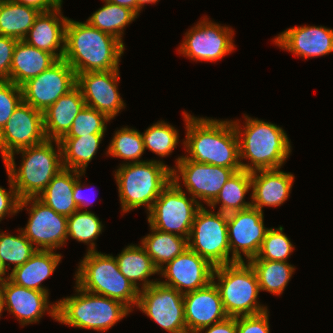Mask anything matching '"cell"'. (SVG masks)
Returning a JSON list of instances; mask_svg holds the SVG:
<instances>
[{
    "mask_svg": "<svg viewBox=\"0 0 333 333\" xmlns=\"http://www.w3.org/2000/svg\"><path fill=\"white\" fill-rule=\"evenodd\" d=\"M184 294L159 281L139 291L136 309L169 333H187Z\"/></svg>",
    "mask_w": 333,
    "mask_h": 333,
    "instance_id": "obj_14",
    "label": "cell"
},
{
    "mask_svg": "<svg viewBox=\"0 0 333 333\" xmlns=\"http://www.w3.org/2000/svg\"><path fill=\"white\" fill-rule=\"evenodd\" d=\"M86 106L76 85L43 112L46 139L60 140L71 129L75 117Z\"/></svg>",
    "mask_w": 333,
    "mask_h": 333,
    "instance_id": "obj_25",
    "label": "cell"
},
{
    "mask_svg": "<svg viewBox=\"0 0 333 333\" xmlns=\"http://www.w3.org/2000/svg\"><path fill=\"white\" fill-rule=\"evenodd\" d=\"M104 225L92 211L77 210L68 216L67 239L70 237L88 245L87 252L96 250L95 240L102 234Z\"/></svg>",
    "mask_w": 333,
    "mask_h": 333,
    "instance_id": "obj_36",
    "label": "cell"
},
{
    "mask_svg": "<svg viewBox=\"0 0 333 333\" xmlns=\"http://www.w3.org/2000/svg\"><path fill=\"white\" fill-rule=\"evenodd\" d=\"M294 179L292 173L280 168L251 172L252 206L261 212L264 206H281L290 196Z\"/></svg>",
    "mask_w": 333,
    "mask_h": 333,
    "instance_id": "obj_23",
    "label": "cell"
},
{
    "mask_svg": "<svg viewBox=\"0 0 333 333\" xmlns=\"http://www.w3.org/2000/svg\"><path fill=\"white\" fill-rule=\"evenodd\" d=\"M186 136L183 140L184 158L198 163L242 170L239 141L232 120L195 117L182 112Z\"/></svg>",
    "mask_w": 333,
    "mask_h": 333,
    "instance_id": "obj_1",
    "label": "cell"
},
{
    "mask_svg": "<svg viewBox=\"0 0 333 333\" xmlns=\"http://www.w3.org/2000/svg\"><path fill=\"white\" fill-rule=\"evenodd\" d=\"M78 178L79 171L63 168L37 198L56 213L71 216L79 210L73 198V188Z\"/></svg>",
    "mask_w": 333,
    "mask_h": 333,
    "instance_id": "obj_29",
    "label": "cell"
},
{
    "mask_svg": "<svg viewBox=\"0 0 333 333\" xmlns=\"http://www.w3.org/2000/svg\"><path fill=\"white\" fill-rule=\"evenodd\" d=\"M46 140L43 112L22 101L0 131V153L4 160L17 150Z\"/></svg>",
    "mask_w": 333,
    "mask_h": 333,
    "instance_id": "obj_17",
    "label": "cell"
},
{
    "mask_svg": "<svg viewBox=\"0 0 333 333\" xmlns=\"http://www.w3.org/2000/svg\"><path fill=\"white\" fill-rule=\"evenodd\" d=\"M75 294L56 301V321L70 327L105 332L132 311L122 302L75 286Z\"/></svg>",
    "mask_w": 333,
    "mask_h": 333,
    "instance_id": "obj_6",
    "label": "cell"
},
{
    "mask_svg": "<svg viewBox=\"0 0 333 333\" xmlns=\"http://www.w3.org/2000/svg\"><path fill=\"white\" fill-rule=\"evenodd\" d=\"M77 85L73 68L62 58L22 86L23 101L44 112Z\"/></svg>",
    "mask_w": 333,
    "mask_h": 333,
    "instance_id": "obj_15",
    "label": "cell"
},
{
    "mask_svg": "<svg viewBox=\"0 0 333 333\" xmlns=\"http://www.w3.org/2000/svg\"><path fill=\"white\" fill-rule=\"evenodd\" d=\"M119 70L85 72L77 75V86L86 106L115 118L126 106L118 91Z\"/></svg>",
    "mask_w": 333,
    "mask_h": 333,
    "instance_id": "obj_18",
    "label": "cell"
},
{
    "mask_svg": "<svg viewBox=\"0 0 333 333\" xmlns=\"http://www.w3.org/2000/svg\"><path fill=\"white\" fill-rule=\"evenodd\" d=\"M268 229L264 225L263 212L253 206L227 214L228 240L232 263L245 262V259L249 262L255 258Z\"/></svg>",
    "mask_w": 333,
    "mask_h": 333,
    "instance_id": "obj_16",
    "label": "cell"
},
{
    "mask_svg": "<svg viewBox=\"0 0 333 333\" xmlns=\"http://www.w3.org/2000/svg\"><path fill=\"white\" fill-rule=\"evenodd\" d=\"M6 274H7V269L5 268L2 260L0 259V284L9 278V273L7 276H5Z\"/></svg>",
    "mask_w": 333,
    "mask_h": 333,
    "instance_id": "obj_51",
    "label": "cell"
},
{
    "mask_svg": "<svg viewBox=\"0 0 333 333\" xmlns=\"http://www.w3.org/2000/svg\"><path fill=\"white\" fill-rule=\"evenodd\" d=\"M125 45L116 37L91 26L87 21L68 19L63 59L76 76L85 72L119 70Z\"/></svg>",
    "mask_w": 333,
    "mask_h": 333,
    "instance_id": "obj_2",
    "label": "cell"
},
{
    "mask_svg": "<svg viewBox=\"0 0 333 333\" xmlns=\"http://www.w3.org/2000/svg\"><path fill=\"white\" fill-rule=\"evenodd\" d=\"M17 39L0 35V80L10 81V69Z\"/></svg>",
    "mask_w": 333,
    "mask_h": 333,
    "instance_id": "obj_45",
    "label": "cell"
},
{
    "mask_svg": "<svg viewBox=\"0 0 333 333\" xmlns=\"http://www.w3.org/2000/svg\"><path fill=\"white\" fill-rule=\"evenodd\" d=\"M105 114L85 106L75 117L71 129L62 138H77L89 134H105L110 121Z\"/></svg>",
    "mask_w": 333,
    "mask_h": 333,
    "instance_id": "obj_41",
    "label": "cell"
},
{
    "mask_svg": "<svg viewBox=\"0 0 333 333\" xmlns=\"http://www.w3.org/2000/svg\"><path fill=\"white\" fill-rule=\"evenodd\" d=\"M22 101V89L19 85L9 80H0V131Z\"/></svg>",
    "mask_w": 333,
    "mask_h": 333,
    "instance_id": "obj_42",
    "label": "cell"
},
{
    "mask_svg": "<svg viewBox=\"0 0 333 333\" xmlns=\"http://www.w3.org/2000/svg\"><path fill=\"white\" fill-rule=\"evenodd\" d=\"M173 181L160 193L149 212V226L189 238L195 215L201 205ZM189 196V198L187 197Z\"/></svg>",
    "mask_w": 333,
    "mask_h": 333,
    "instance_id": "obj_9",
    "label": "cell"
},
{
    "mask_svg": "<svg viewBox=\"0 0 333 333\" xmlns=\"http://www.w3.org/2000/svg\"><path fill=\"white\" fill-rule=\"evenodd\" d=\"M245 123L232 120L239 141V157L243 170L279 169L290 157L291 142L282 127L244 114ZM250 163H244L242 160Z\"/></svg>",
    "mask_w": 333,
    "mask_h": 333,
    "instance_id": "obj_3",
    "label": "cell"
},
{
    "mask_svg": "<svg viewBox=\"0 0 333 333\" xmlns=\"http://www.w3.org/2000/svg\"><path fill=\"white\" fill-rule=\"evenodd\" d=\"M212 281L218 288L229 317L256 315L268 310V307L260 304L258 300V277L249 262L216 266Z\"/></svg>",
    "mask_w": 333,
    "mask_h": 333,
    "instance_id": "obj_8",
    "label": "cell"
},
{
    "mask_svg": "<svg viewBox=\"0 0 333 333\" xmlns=\"http://www.w3.org/2000/svg\"><path fill=\"white\" fill-rule=\"evenodd\" d=\"M233 28L209 21L206 16L191 27L178 49L193 61L215 62L235 50Z\"/></svg>",
    "mask_w": 333,
    "mask_h": 333,
    "instance_id": "obj_11",
    "label": "cell"
},
{
    "mask_svg": "<svg viewBox=\"0 0 333 333\" xmlns=\"http://www.w3.org/2000/svg\"><path fill=\"white\" fill-rule=\"evenodd\" d=\"M3 310L5 311V309H4V303H3V297H2V294L0 292V317H1L2 313H3Z\"/></svg>",
    "mask_w": 333,
    "mask_h": 333,
    "instance_id": "obj_52",
    "label": "cell"
},
{
    "mask_svg": "<svg viewBox=\"0 0 333 333\" xmlns=\"http://www.w3.org/2000/svg\"><path fill=\"white\" fill-rule=\"evenodd\" d=\"M106 1H109L111 3L120 6L128 7L136 13V0H106Z\"/></svg>",
    "mask_w": 333,
    "mask_h": 333,
    "instance_id": "obj_49",
    "label": "cell"
},
{
    "mask_svg": "<svg viewBox=\"0 0 333 333\" xmlns=\"http://www.w3.org/2000/svg\"><path fill=\"white\" fill-rule=\"evenodd\" d=\"M122 213L141 206L149 212L172 181V167L161 160L124 163L114 171Z\"/></svg>",
    "mask_w": 333,
    "mask_h": 333,
    "instance_id": "obj_5",
    "label": "cell"
},
{
    "mask_svg": "<svg viewBox=\"0 0 333 333\" xmlns=\"http://www.w3.org/2000/svg\"><path fill=\"white\" fill-rule=\"evenodd\" d=\"M249 190H251V172L243 169L237 171L227 180L209 207L215 209L220 204L218 211L226 214L247 209L252 206V202L245 201Z\"/></svg>",
    "mask_w": 333,
    "mask_h": 333,
    "instance_id": "obj_33",
    "label": "cell"
},
{
    "mask_svg": "<svg viewBox=\"0 0 333 333\" xmlns=\"http://www.w3.org/2000/svg\"><path fill=\"white\" fill-rule=\"evenodd\" d=\"M188 248L214 267L231 264L227 214L201 206L192 224Z\"/></svg>",
    "mask_w": 333,
    "mask_h": 333,
    "instance_id": "obj_10",
    "label": "cell"
},
{
    "mask_svg": "<svg viewBox=\"0 0 333 333\" xmlns=\"http://www.w3.org/2000/svg\"><path fill=\"white\" fill-rule=\"evenodd\" d=\"M75 273V285L83 290L118 300L131 311L137 307L139 290L119 271L113 255L86 252Z\"/></svg>",
    "mask_w": 333,
    "mask_h": 333,
    "instance_id": "obj_7",
    "label": "cell"
},
{
    "mask_svg": "<svg viewBox=\"0 0 333 333\" xmlns=\"http://www.w3.org/2000/svg\"><path fill=\"white\" fill-rule=\"evenodd\" d=\"M62 257L56 251L37 250L23 265L11 270L9 279L19 286L49 294L42 283L54 273Z\"/></svg>",
    "mask_w": 333,
    "mask_h": 333,
    "instance_id": "obj_26",
    "label": "cell"
},
{
    "mask_svg": "<svg viewBox=\"0 0 333 333\" xmlns=\"http://www.w3.org/2000/svg\"><path fill=\"white\" fill-rule=\"evenodd\" d=\"M172 167V181L179 183L182 179L187 193L201 206H209L219 194L227 180L236 172L234 169L198 163L178 156ZM200 199V200H198Z\"/></svg>",
    "mask_w": 333,
    "mask_h": 333,
    "instance_id": "obj_13",
    "label": "cell"
},
{
    "mask_svg": "<svg viewBox=\"0 0 333 333\" xmlns=\"http://www.w3.org/2000/svg\"><path fill=\"white\" fill-rule=\"evenodd\" d=\"M62 3L46 12H40L23 39L27 44L52 53L62 59L65 50V27L68 18L62 14Z\"/></svg>",
    "mask_w": 333,
    "mask_h": 333,
    "instance_id": "obj_24",
    "label": "cell"
},
{
    "mask_svg": "<svg viewBox=\"0 0 333 333\" xmlns=\"http://www.w3.org/2000/svg\"><path fill=\"white\" fill-rule=\"evenodd\" d=\"M237 333L236 317H227L211 326L204 327L194 333Z\"/></svg>",
    "mask_w": 333,
    "mask_h": 333,
    "instance_id": "obj_46",
    "label": "cell"
},
{
    "mask_svg": "<svg viewBox=\"0 0 333 333\" xmlns=\"http://www.w3.org/2000/svg\"><path fill=\"white\" fill-rule=\"evenodd\" d=\"M58 59L47 51L18 40L10 69V81L20 87L52 66Z\"/></svg>",
    "mask_w": 333,
    "mask_h": 333,
    "instance_id": "obj_27",
    "label": "cell"
},
{
    "mask_svg": "<svg viewBox=\"0 0 333 333\" xmlns=\"http://www.w3.org/2000/svg\"><path fill=\"white\" fill-rule=\"evenodd\" d=\"M273 42L297 57H321L333 52V29L322 25L294 26L278 34Z\"/></svg>",
    "mask_w": 333,
    "mask_h": 333,
    "instance_id": "obj_21",
    "label": "cell"
},
{
    "mask_svg": "<svg viewBox=\"0 0 333 333\" xmlns=\"http://www.w3.org/2000/svg\"><path fill=\"white\" fill-rule=\"evenodd\" d=\"M15 154L22 156L18 168L14 158ZM3 161L7 175L20 199L37 197L53 177L64 168L59 140L51 139L17 150Z\"/></svg>",
    "mask_w": 333,
    "mask_h": 333,
    "instance_id": "obj_4",
    "label": "cell"
},
{
    "mask_svg": "<svg viewBox=\"0 0 333 333\" xmlns=\"http://www.w3.org/2000/svg\"><path fill=\"white\" fill-rule=\"evenodd\" d=\"M27 206L29 208H27ZM26 208L29 218L21 231L37 250L55 251L67 242L68 217L56 213L37 197L20 200L18 211Z\"/></svg>",
    "mask_w": 333,
    "mask_h": 333,
    "instance_id": "obj_12",
    "label": "cell"
},
{
    "mask_svg": "<svg viewBox=\"0 0 333 333\" xmlns=\"http://www.w3.org/2000/svg\"><path fill=\"white\" fill-rule=\"evenodd\" d=\"M214 266L189 248L159 269L165 281L160 283L175 288L182 294L207 286L212 281Z\"/></svg>",
    "mask_w": 333,
    "mask_h": 333,
    "instance_id": "obj_19",
    "label": "cell"
},
{
    "mask_svg": "<svg viewBox=\"0 0 333 333\" xmlns=\"http://www.w3.org/2000/svg\"><path fill=\"white\" fill-rule=\"evenodd\" d=\"M16 3L31 6L38 9L41 12L50 11L58 7L63 0H12Z\"/></svg>",
    "mask_w": 333,
    "mask_h": 333,
    "instance_id": "obj_48",
    "label": "cell"
},
{
    "mask_svg": "<svg viewBox=\"0 0 333 333\" xmlns=\"http://www.w3.org/2000/svg\"><path fill=\"white\" fill-rule=\"evenodd\" d=\"M85 174H86V172H79V178L75 182L74 188H73V198H74V201L77 204L79 210H83V209L87 208L88 205H92V203H93V202H91V200L89 201V199L87 197L85 198L84 197L85 195H83L84 194L83 188L90 189V188H87V186L85 187V184L83 185L81 183L82 181L80 179Z\"/></svg>",
    "mask_w": 333,
    "mask_h": 333,
    "instance_id": "obj_47",
    "label": "cell"
},
{
    "mask_svg": "<svg viewBox=\"0 0 333 333\" xmlns=\"http://www.w3.org/2000/svg\"><path fill=\"white\" fill-rule=\"evenodd\" d=\"M183 303L187 333H194L228 317L213 281L203 288L185 293Z\"/></svg>",
    "mask_w": 333,
    "mask_h": 333,
    "instance_id": "obj_22",
    "label": "cell"
},
{
    "mask_svg": "<svg viewBox=\"0 0 333 333\" xmlns=\"http://www.w3.org/2000/svg\"><path fill=\"white\" fill-rule=\"evenodd\" d=\"M150 231L141 239V246L158 269L188 249V239L185 237L161 232L151 226Z\"/></svg>",
    "mask_w": 333,
    "mask_h": 333,
    "instance_id": "obj_30",
    "label": "cell"
},
{
    "mask_svg": "<svg viewBox=\"0 0 333 333\" xmlns=\"http://www.w3.org/2000/svg\"><path fill=\"white\" fill-rule=\"evenodd\" d=\"M283 231V226L269 228L257 256L251 260L287 262L295 246Z\"/></svg>",
    "mask_w": 333,
    "mask_h": 333,
    "instance_id": "obj_40",
    "label": "cell"
},
{
    "mask_svg": "<svg viewBox=\"0 0 333 333\" xmlns=\"http://www.w3.org/2000/svg\"><path fill=\"white\" fill-rule=\"evenodd\" d=\"M254 268L260 291H266L280 296L291 280L295 267L285 261L250 260Z\"/></svg>",
    "mask_w": 333,
    "mask_h": 333,
    "instance_id": "obj_35",
    "label": "cell"
},
{
    "mask_svg": "<svg viewBox=\"0 0 333 333\" xmlns=\"http://www.w3.org/2000/svg\"><path fill=\"white\" fill-rule=\"evenodd\" d=\"M105 134H89L77 138L59 140L64 168L85 172L99 149Z\"/></svg>",
    "mask_w": 333,
    "mask_h": 333,
    "instance_id": "obj_31",
    "label": "cell"
},
{
    "mask_svg": "<svg viewBox=\"0 0 333 333\" xmlns=\"http://www.w3.org/2000/svg\"><path fill=\"white\" fill-rule=\"evenodd\" d=\"M0 292L4 309L13 314L23 327L39 322L47 311L56 320L57 304H50L48 293L19 286L9 278L0 284Z\"/></svg>",
    "mask_w": 333,
    "mask_h": 333,
    "instance_id": "obj_20",
    "label": "cell"
},
{
    "mask_svg": "<svg viewBox=\"0 0 333 333\" xmlns=\"http://www.w3.org/2000/svg\"><path fill=\"white\" fill-rule=\"evenodd\" d=\"M9 190L0 186V222L5 216H13L19 213L20 198L8 176Z\"/></svg>",
    "mask_w": 333,
    "mask_h": 333,
    "instance_id": "obj_44",
    "label": "cell"
},
{
    "mask_svg": "<svg viewBox=\"0 0 333 333\" xmlns=\"http://www.w3.org/2000/svg\"><path fill=\"white\" fill-rule=\"evenodd\" d=\"M159 0H136V14L140 15L141 10L146 6L145 4H154L157 3Z\"/></svg>",
    "mask_w": 333,
    "mask_h": 333,
    "instance_id": "obj_50",
    "label": "cell"
},
{
    "mask_svg": "<svg viewBox=\"0 0 333 333\" xmlns=\"http://www.w3.org/2000/svg\"><path fill=\"white\" fill-rule=\"evenodd\" d=\"M103 7L96 10L86 21L93 27L113 35L123 43L124 29L139 17L128 7L103 0Z\"/></svg>",
    "mask_w": 333,
    "mask_h": 333,
    "instance_id": "obj_34",
    "label": "cell"
},
{
    "mask_svg": "<svg viewBox=\"0 0 333 333\" xmlns=\"http://www.w3.org/2000/svg\"><path fill=\"white\" fill-rule=\"evenodd\" d=\"M115 258L119 271L137 290L145 289L159 281L149 279L150 276L159 274V269L140 244L126 246Z\"/></svg>",
    "mask_w": 333,
    "mask_h": 333,
    "instance_id": "obj_28",
    "label": "cell"
},
{
    "mask_svg": "<svg viewBox=\"0 0 333 333\" xmlns=\"http://www.w3.org/2000/svg\"><path fill=\"white\" fill-rule=\"evenodd\" d=\"M145 150L148 149L159 157H167L179 144L177 128L163 120L148 127L141 133Z\"/></svg>",
    "mask_w": 333,
    "mask_h": 333,
    "instance_id": "obj_39",
    "label": "cell"
},
{
    "mask_svg": "<svg viewBox=\"0 0 333 333\" xmlns=\"http://www.w3.org/2000/svg\"><path fill=\"white\" fill-rule=\"evenodd\" d=\"M18 231V236L0 232V259L7 271L11 264L12 270L23 265L37 251L20 228Z\"/></svg>",
    "mask_w": 333,
    "mask_h": 333,
    "instance_id": "obj_38",
    "label": "cell"
},
{
    "mask_svg": "<svg viewBox=\"0 0 333 333\" xmlns=\"http://www.w3.org/2000/svg\"><path fill=\"white\" fill-rule=\"evenodd\" d=\"M237 333H270L269 311L236 317Z\"/></svg>",
    "mask_w": 333,
    "mask_h": 333,
    "instance_id": "obj_43",
    "label": "cell"
},
{
    "mask_svg": "<svg viewBox=\"0 0 333 333\" xmlns=\"http://www.w3.org/2000/svg\"><path fill=\"white\" fill-rule=\"evenodd\" d=\"M145 152V146L142 140L141 133L128 126L122 127L115 131L112 140L110 141L107 151V156L114 158H122L126 163H139L147 160H140Z\"/></svg>",
    "mask_w": 333,
    "mask_h": 333,
    "instance_id": "obj_37",
    "label": "cell"
},
{
    "mask_svg": "<svg viewBox=\"0 0 333 333\" xmlns=\"http://www.w3.org/2000/svg\"><path fill=\"white\" fill-rule=\"evenodd\" d=\"M40 12L12 0L0 1V35L23 40Z\"/></svg>",
    "mask_w": 333,
    "mask_h": 333,
    "instance_id": "obj_32",
    "label": "cell"
}]
</instances>
